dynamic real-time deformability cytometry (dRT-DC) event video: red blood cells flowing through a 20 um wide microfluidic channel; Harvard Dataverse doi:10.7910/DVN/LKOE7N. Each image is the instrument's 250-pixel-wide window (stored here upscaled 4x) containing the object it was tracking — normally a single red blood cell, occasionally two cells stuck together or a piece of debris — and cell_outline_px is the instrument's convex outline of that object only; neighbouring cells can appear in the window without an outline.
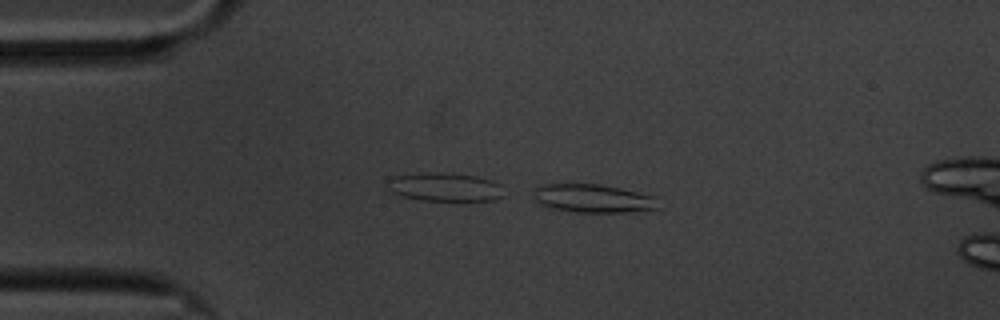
{"species": "common noctule bat (a hibernating species)", "species_latin": "Nyctalus noctula", "temperature_condition": "cold", "stored_images_in_passage": 11, "camera_frame_rate_fps": 3000, "um_per_image_px": 0.085, "animal": {"sex": "male", "body_mass_g": 20.1, "forearm_length_mm": 53.5}, "frame": {"image": 1, "passage_image": 11, "time_ms": 3.333, "image_size_px": [1000, 320], "cell_outline_px": [[656, 208], [624, 212], [576, 212], [552, 208], [540, 204], [536, 200], [536, 188], [544, 184], [600, 184], [620, 188], [656, 196]], "centroid_in_image_um": [50.41, 16.86], "position_along_channel_um": 34.6, "area_um2": 20.17}}